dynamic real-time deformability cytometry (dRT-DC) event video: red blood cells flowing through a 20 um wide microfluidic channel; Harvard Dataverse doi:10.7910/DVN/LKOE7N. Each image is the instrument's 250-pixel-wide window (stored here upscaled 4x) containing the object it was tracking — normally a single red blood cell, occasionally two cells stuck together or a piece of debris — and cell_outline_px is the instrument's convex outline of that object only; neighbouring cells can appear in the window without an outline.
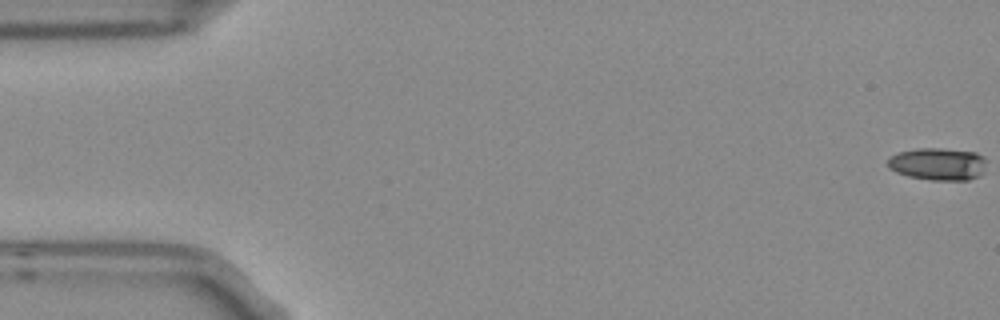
{"species": "Egyptian fruit bat (a non-hibernating species)", "species_latin": "Rousettus aegyptiacus", "temperature_condition": "room temperature", "stored_images_in_passage": 6, "camera_frame_rate_fps": 3000, "um_per_image_px": 0.085, "frame": {"image": 1, "passage_image": 1, "time_ms": 0.0, "image_size_px": [1000, 320], "cell_outline_px": [[984, 172], [980, 176], [968, 180], [928, 180], [908, 176], [896, 172], [888, 168], [888, 156], [900, 152], [916, 148], [940, 148], [976, 152], [984, 156]], "centroid_in_image_um": [79.71, 13.94], "position_along_channel_um": 5.3, "area_um2": 18.84}}